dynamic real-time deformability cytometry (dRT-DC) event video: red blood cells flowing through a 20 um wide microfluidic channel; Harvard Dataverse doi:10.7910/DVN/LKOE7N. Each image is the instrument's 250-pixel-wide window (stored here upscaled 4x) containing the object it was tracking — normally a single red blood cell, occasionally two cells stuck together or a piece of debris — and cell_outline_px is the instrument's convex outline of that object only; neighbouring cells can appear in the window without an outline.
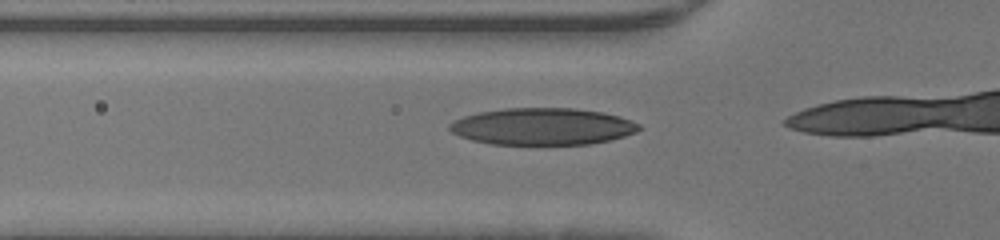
{"species": "human", "species_latin": "Homo sapiens", "temperature_condition": "warm", "stored_images_in_passage": 12, "camera_frame_rate_fps": 3000, "um_per_image_px": 0.085, "donor": {"sex": "male"}, "frame": {"image": 1, "passage_image": 10, "time_ms": 3.0, "image_size_px": [1000, 240], "cell_outline_px": [[644, 128], [636, 132], [624, 136], [592, 144], [492, 144], [472, 140], [460, 136], [452, 132], [448, 128], [448, 124], [464, 116], [480, 112], [504, 108], [576, 108], [604, 112], [620, 116], [640, 124]], "centroid_in_image_um": [46.15, 10.74], "position_along_channel_um": 79.6, "area_um2": 40.81}}